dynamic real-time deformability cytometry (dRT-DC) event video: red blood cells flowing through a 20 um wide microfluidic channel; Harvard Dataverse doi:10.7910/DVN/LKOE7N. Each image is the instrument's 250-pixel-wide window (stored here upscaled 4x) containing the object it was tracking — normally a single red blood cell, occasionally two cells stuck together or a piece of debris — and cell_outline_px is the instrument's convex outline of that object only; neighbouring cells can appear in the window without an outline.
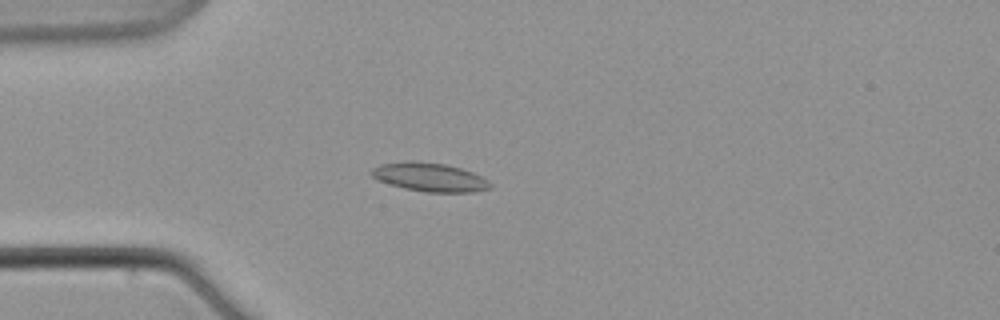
{"species": "common noctule bat (a hibernating species)", "species_latin": "Nyctalus noctula", "temperature_condition": "warm", "stored_images_in_passage": 8, "camera_frame_rate_fps": 3000, "um_per_image_px": 0.085, "animal": {"sex": "male", "body_mass_g": 21.5, "forearm_length_mm": 52.0}, "frame": {"image": 1, "passage_image": 6, "time_ms": 6.0, "image_size_px": [1000, 320], "cell_outline_px": [[492, 188], [476, 192], [424, 192], [404, 188], [380, 180], [372, 176], [368, 172], [372, 168], [380, 164], [412, 160], [444, 164], [460, 168], [472, 172], [488, 180], [492, 184]], "centroid_in_image_um": [36.54, 15.06], "position_along_channel_um": 48.5, "area_um2": 19.83}}
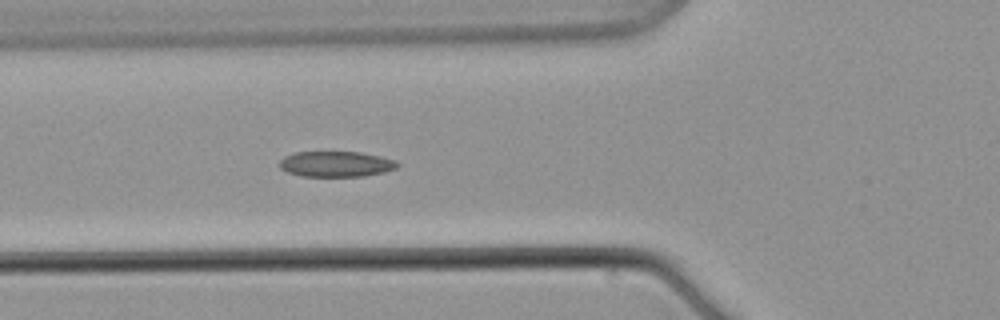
{"frame": {"image": 2, "passage_image": 8, "time_ms": 8.333, "image_size_px": [1000, 320], "cell_outline_px": [[400, 164], [396, 168], [384, 172], [364, 176], [304, 176], [288, 172], [280, 168], [280, 160], [284, 156], [296, 152], [360, 152], [380, 156], [392, 160]], "centroid_in_image_um": [28.55, 13.94], "position_along_channel_um": 97.2, "area_um2": 17.4}}